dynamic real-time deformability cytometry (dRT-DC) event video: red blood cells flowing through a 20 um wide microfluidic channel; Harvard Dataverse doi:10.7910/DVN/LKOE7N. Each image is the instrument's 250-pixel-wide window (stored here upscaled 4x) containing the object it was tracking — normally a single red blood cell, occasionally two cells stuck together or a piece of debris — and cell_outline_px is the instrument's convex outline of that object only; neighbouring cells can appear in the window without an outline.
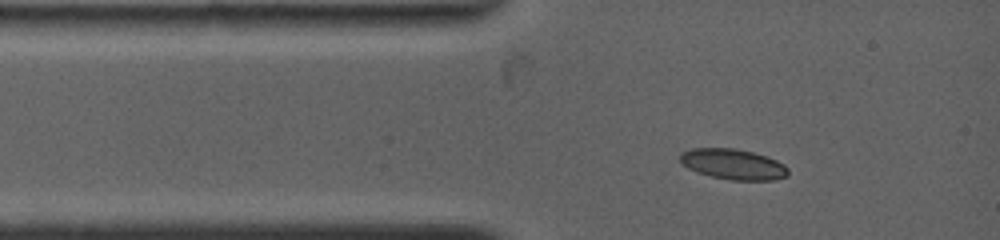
{"species": "common noctule bat (a hibernating species)", "species_latin": "Nyctalus noctula", "temperature_condition": "warm", "stored_images_in_passage": 38, "camera_frame_rate_fps": 4500, "um_per_image_px": 0.085, "animal": {"sex": "female", "body_mass_g": 19.0, "forearm_length_mm": 53.3}, "frame": {"image": 1, "passage_image": 1, "time_ms": 0.0, "image_size_px": [1000, 240], "cell_outline_px": [[788, 176], [772, 180], [732, 180], [712, 176], [696, 172], [680, 164], [680, 152], [692, 148], [736, 148], [768, 156], [784, 164], [788, 168]], "centroid_in_image_um": [62.3, 13.95], "position_along_channel_um": 22.7, "area_um2": 19.36}}
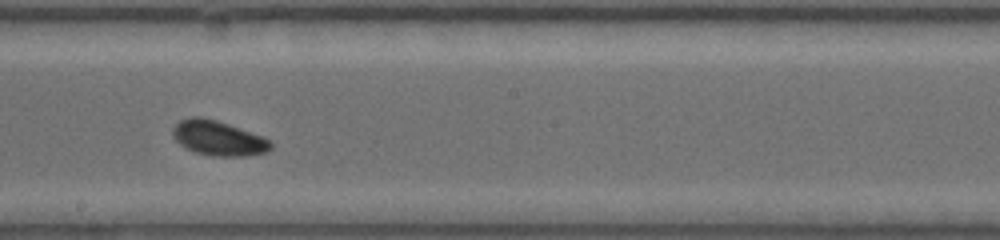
{"frame": {"image": 2, "passage_image": 20, "time_ms": 5.778, "image_size_px": [1000, 240], "cell_outline_px": [[272, 148], [264, 152], [248, 156], [212, 156], [196, 152], [180, 144], [172, 136], [172, 128], [180, 120], [192, 116], [200, 116], [216, 120], [264, 136], [272, 140]], "centroid_in_image_um": [18.57, 11.73], "position_along_channel_um": 229.6, "area_um2": 19.94}}
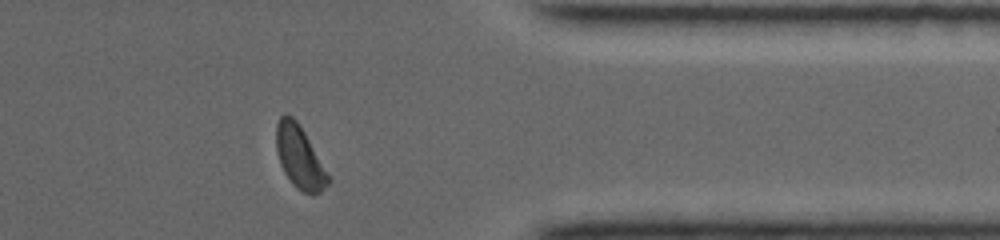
{"frame": {"image": 3, "passage_image": 34, "time_ms": 10.222, "image_size_px": [1000, 240], "cell_outline_px": [[332, 180], [320, 192], [304, 192], [296, 188], [292, 184], [284, 172], [280, 164], [276, 148], [276, 124], [280, 116], [284, 112], [288, 112], [296, 120], [304, 132]], "centroid_in_image_um": [25.44, 13.32], "position_along_channel_um": 386.0, "area_um2": 18.79}, "authors_computed_cell_mechanics": {"area_um2": 19.074, "velocity_mm_per_s": 3.8174, "shape_relaxation_time_tau1_ms": 2.4308, "shape_relaxation_time_tau2_ms": null, "deformation_change_tau1": 0.0941, "deformation_change_tau2": null}}